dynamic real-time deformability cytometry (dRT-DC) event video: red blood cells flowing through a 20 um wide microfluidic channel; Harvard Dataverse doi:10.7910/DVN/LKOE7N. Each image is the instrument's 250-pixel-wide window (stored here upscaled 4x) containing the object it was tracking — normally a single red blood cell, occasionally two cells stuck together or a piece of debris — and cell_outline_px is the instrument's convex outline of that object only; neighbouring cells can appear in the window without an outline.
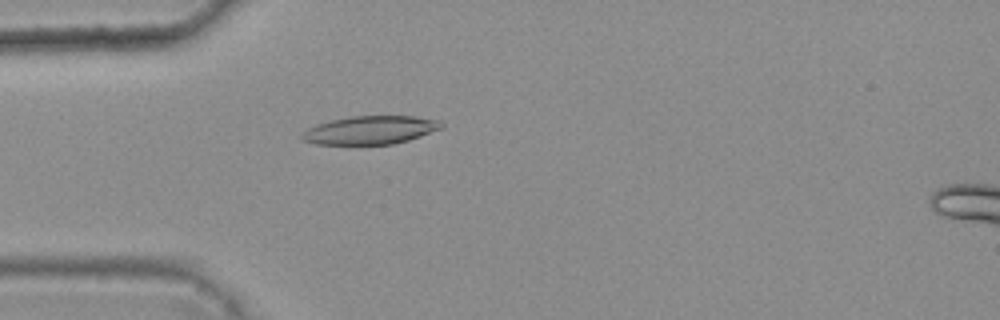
{"species": "common noctule bat (a hibernating species)", "species_latin": "Nyctalus noctula", "temperature_condition": "warm", "stored_images_in_passage": 4, "camera_frame_rate_fps": 3000, "um_per_image_px": 0.085, "animal": {"sex": "female", "body_mass_g": 25.1}, "frame": {"image": 1, "passage_image": 4, "time_ms": 1.0, "image_size_px": [1000, 320], "cell_outline_px": [[444, 128], [408, 140], [392, 144], [316, 144], [304, 140], [300, 136], [308, 128], [316, 124], [332, 120], [352, 116], [416, 116], [440, 120], [444, 124]], "centroid_in_image_um": [31.53, 11.05], "position_along_channel_um": 53.5, "area_um2": 22.95}}